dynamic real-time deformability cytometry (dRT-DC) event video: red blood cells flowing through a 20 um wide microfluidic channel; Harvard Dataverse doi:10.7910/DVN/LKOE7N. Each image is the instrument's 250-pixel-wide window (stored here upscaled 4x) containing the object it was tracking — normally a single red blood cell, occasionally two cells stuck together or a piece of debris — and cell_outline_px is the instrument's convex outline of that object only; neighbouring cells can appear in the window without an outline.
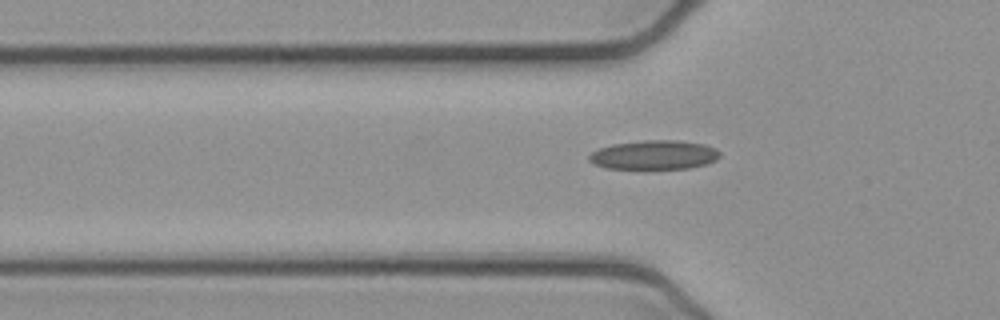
{"species": "common noctule bat (a hibernating species)", "species_latin": "Nyctalus noctula", "temperature_condition": "cold", "stored_images_in_passage": 24, "camera_frame_rate_fps": 3000, "um_per_image_px": 0.085, "animal": {"sex": "female", "body_mass_g": 21.9}, "frame": {"image": 1, "passage_image": 8, "time_ms": 2.333, "image_size_px": [1000, 320], "cell_outline_px": [[720, 156], [716, 160], [704, 164], [688, 168], [644, 172], [604, 168], [588, 160], [588, 156], [592, 152], [600, 148], [612, 144], [644, 140], [676, 140], [704, 144], [716, 148], [720, 152]], "centroid_in_image_um": [55.57, 13.22], "position_along_channel_um": 70.2, "area_um2": 23.24}}
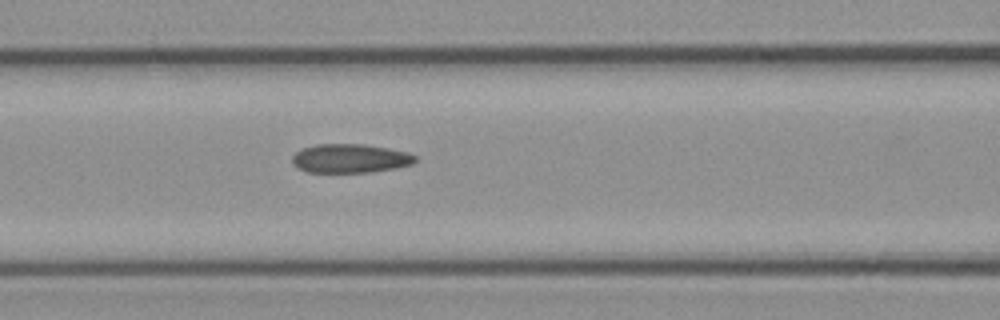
{"frame": {"image": 2, "passage_image": 13, "time_ms": 4.0, "image_size_px": [1000, 320], "cell_outline_px": [[416, 160], [412, 164], [396, 168], [372, 172], [308, 172], [296, 168], [292, 164], [292, 156], [296, 152], [304, 148], [316, 144], [364, 144], [388, 148], [408, 152], [416, 156]], "centroid_in_image_um": [29.75, 13.47], "position_along_channel_um": 136.8, "area_um2": 20.81}}